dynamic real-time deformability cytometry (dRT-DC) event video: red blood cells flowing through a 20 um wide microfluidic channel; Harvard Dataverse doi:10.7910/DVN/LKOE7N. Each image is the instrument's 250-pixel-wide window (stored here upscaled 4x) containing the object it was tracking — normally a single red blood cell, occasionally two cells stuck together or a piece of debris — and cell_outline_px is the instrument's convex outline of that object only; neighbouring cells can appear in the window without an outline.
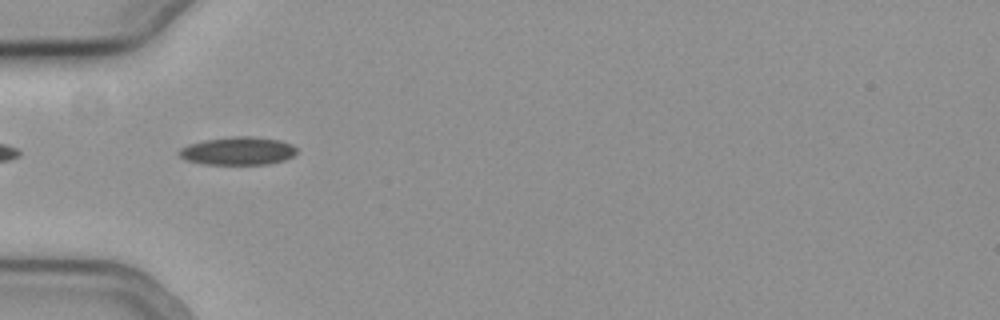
{"species": "common noctule bat (a hibernating species)", "species_latin": "Nyctalus noctula", "temperature_condition": "cold", "stored_images_in_passage": 29, "camera_frame_rate_fps": 3000, "um_per_image_px": 0.085, "animal": {"sex": "female", "body_mass_g": 19.3, "forearm_length_mm": 54.1}, "frame": {"image": 1, "passage_image": 3, "time_ms": 0.667, "image_size_px": [1000, 320], "cell_outline_px": [[296, 152], [292, 156], [284, 160], [268, 164], [204, 164], [184, 160], [176, 152], [180, 148], [188, 144], [204, 140], [232, 136], [252, 136], [280, 140], [292, 144], [296, 148]], "centroid_in_image_um": [20.19, 12.82], "position_along_channel_um": 64.8, "area_um2": 19.36}}
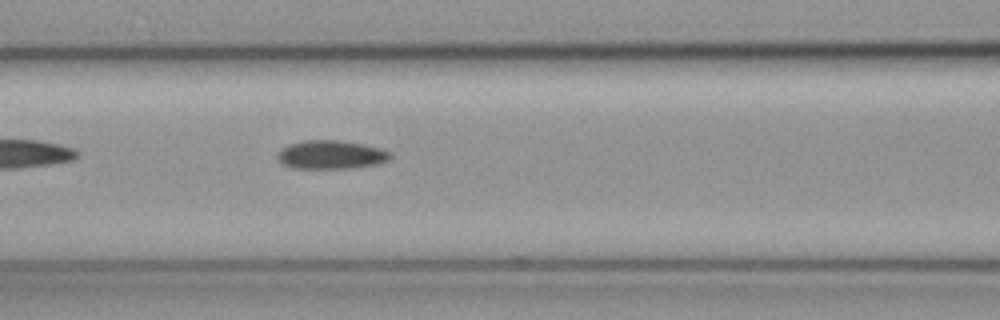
{"frame": {"image": 2, "passage_image": 9, "time_ms": 2.667, "image_size_px": [1000, 320], "cell_outline_px": [[392, 156], [388, 160], [376, 164], [352, 168], [292, 168], [284, 164], [276, 156], [276, 152], [280, 148], [288, 144], [304, 140], [340, 140], [364, 144], [380, 148], [392, 152]], "centroid_in_image_um": [28.12, 13.14], "position_along_channel_um": 138.5, "area_um2": 18.96}}
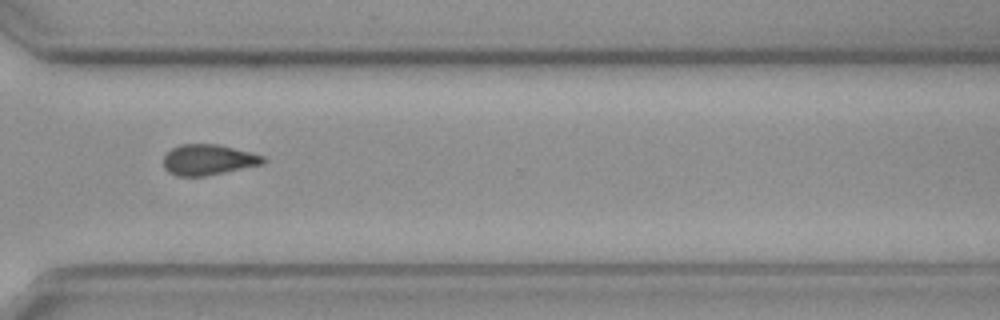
{"frame": {"image": 3, "passage_image": 26, "time_ms": 8.333, "image_size_px": [1000, 320], "cell_outline_px": [[268, 160], [264, 164], [208, 176], [176, 176], [168, 172], [164, 168], [164, 156], [172, 148], [180, 144], [216, 144], [264, 156]], "centroid_in_image_um": [17.71, 13.6], "position_along_channel_um": 352.9, "area_um2": 17.86}}